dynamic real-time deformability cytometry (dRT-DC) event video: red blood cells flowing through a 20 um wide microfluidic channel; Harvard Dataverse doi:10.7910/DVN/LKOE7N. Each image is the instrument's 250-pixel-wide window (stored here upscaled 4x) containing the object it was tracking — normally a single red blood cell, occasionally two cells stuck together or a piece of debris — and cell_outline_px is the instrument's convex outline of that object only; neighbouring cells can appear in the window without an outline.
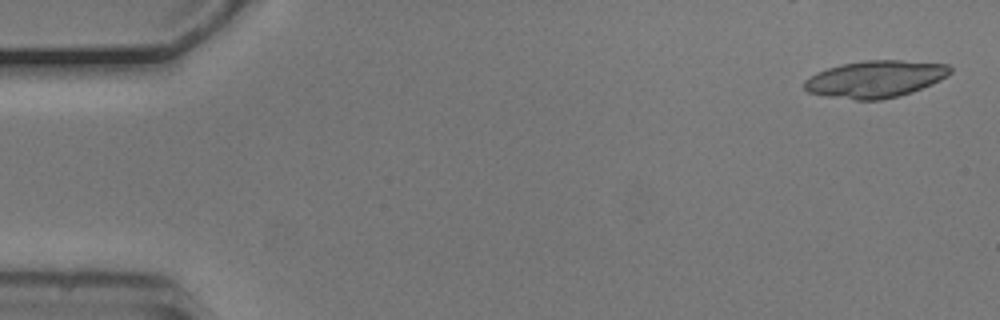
{"species": "common noctule bat (a hibernating species)", "species_latin": "Nyctalus noctula", "temperature_condition": "cold", "stored_images_in_passage": 18, "camera_frame_rate_fps": 3000, "um_per_image_px": 0.085, "animal": {"sex": "male", "body_mass_g": 20.5, "forearm_length_mm": 52.5}, "frame": {"image": 1, "passage_image": 2, "time_ms": 0.333, "image_size_px": [1000, 320], "cell_outline_px": [[952, 72], [948, 76], [932, 84], [912, 92], [900, 96], [880, 100], [856, 100], [824, 96], [808, 92], [804, 88], [804, 80], [816, 72], [840, 64], [864, 60], [900, 60], [948, 64], [952, 68]], "centroid_in_image_um": [74.4, 6.72], "position_along_channel_um": 10.6, "area_um2": 31.73}}